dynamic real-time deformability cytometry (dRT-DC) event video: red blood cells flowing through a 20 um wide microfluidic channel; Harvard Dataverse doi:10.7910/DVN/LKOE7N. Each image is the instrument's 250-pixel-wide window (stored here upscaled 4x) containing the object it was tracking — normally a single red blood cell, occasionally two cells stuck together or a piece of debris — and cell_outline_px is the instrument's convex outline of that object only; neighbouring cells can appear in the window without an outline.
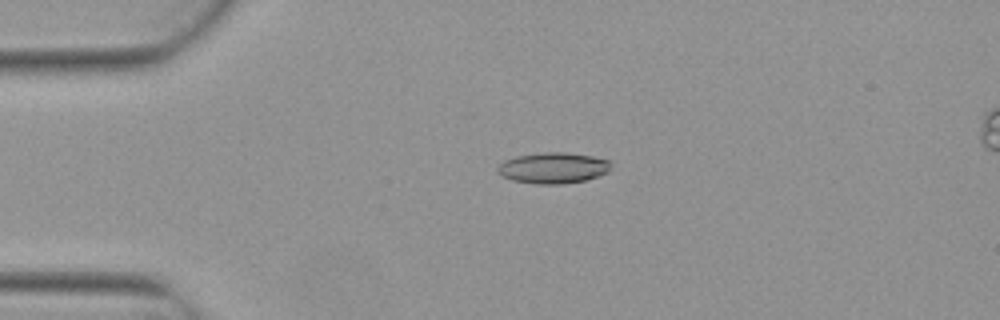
{"species": "Egyptian fruit bat (a non-hibernating species)", "species_latin": "Rousettus aegyptiacus", "temperature_condition": "warm", "stored_images_in_passage": 4, "camera_frame_rate_fps": 3000, "um_per_image_px": 0.085, "animal": {"sex": "female"}, "frame": {"image": 1, "passage_image": 4, "time_ms": 1.0, "image_size_px": [1000, 320], "cell_outline_px": [[612, 164], [608, 172], [584, 180], [560, 184], [536, 184], [512, 180], [496, 172], [496, 168], [504, 160], [516, 156], [544, 152], [564, 152], [592, 156], [612, 160]], "centroid_in_image_um": [47.02, 14.26], "position_along_channel_um": 38.0, "area_um2": 20.46}}